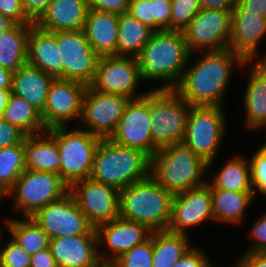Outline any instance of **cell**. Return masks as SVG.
Instances as JSON below:
<instances>
[{
	"instance_id": "obj_47",
	"label": "cell",
	"mask_w": 266,
	"mask_h": 267,
	"mask_svg": "<svg viewBox=\"0 0 266 267\" xmlns=\"http://www.w3.org/2000/svg\"><path fill=\"white\" fill-rule=\"evenodd\" d=\"M235 267H266V252H251L241 256Z\"/></svg>"
},
{
	"instance_id": "obj_13",
	"label": "cell",
	"mask_w": 266,
	"mask_h": 267,
	"mask_svg": "<svg viewBox=\"0 0 266 267\" xmlns=\"http://www.w3.org/2000/svg\"><path fill=\"white\" fill-rule=\"evenodd\" d=\"M140 80L142 78L135 57L101 56L94 79L89 87L102 93L138 99L146 94H136Z\"/></svg>"
},
{
	"instance_id": "obj_19",
	"label": "cell",
	"mask_w": 266,
	"mask_h": 267,
	"mask_svg": "<svg viewBox=\"0 0 266 267\" xmlns=\"http://www.w3.org/2000/svg\"><path fill=\"white\" fill-rule=\"evenodd\" d=\"M97 243L99 246L107 244L112 255H98L99 260L108 267L121 254L129 251L134 246L143 244L150 239L152 230L141 223L125 219L121 216L114 220L103 223L95 228Z\"/></svg>"
},
{
	"instance_id": "obj_7",
	"label": "cell",
	"mask_w": 266,
	"mask_h": 267,
	"mask_svg": "<svg viewBox=\"0 0 266 267\" xmlns=\"http://www.w3.org/2000/svg\"><path fill=\"white\" fill-rule=\"evenodd\" d=\"M101 139L80 127L73 131L66 126L56 127L60 176L69 187L74 182L90 178L94 154Z\"/></svg>"
},
{
	"instance_id": "obj_23",
	"label": "cell",
	"mask_w": 266,
	"mask_h": 267,
	"mask_svg": "<svg viewBox=\"0 0 266 267\" xmlns=\"http://www.w3.org/2000/svg\"><path fill=\"white\" fill-rule=\"evenodd\" d=\"M27 64L37 67L54 79H63L57 32L40 29L34 23L28 37Z\"/></svg>"
},
{
	"instance_id": "obj_38",
	"label": "cell",
	"mask_w": 266,
	"mask_h": 267,
	"mask_svg": "<svg viewBox=\"0 0 266 267\" xmlns=\"http://www.w3.org/2000/svg\"><path fill=\"white\" fill-rule=\"evenodd\" d=\"M30 258L31 255L13 238L0 249V267H29Z\"/></svg>"
},
{
	"instance_id": "obj_21",
	"label": "cell",
	"mask_w": 266,
	"mask_h": 267,
	"mask_svg": "<svg viewBox=\"0 0 266 267\" xmlns=\"http://www.w3.org/2000/svg\"><path fill=\"white\" fill-rule=\"evenodd\" d=\"M266 35V17L249 11H232L231 35L228 49L245 61L257 57L260 39Z\"/></svg>"
},
{
	"instance_id": "obj_15",
	"label": "cell",
	"mask_w": 266,
	"mask_h": 267,
	"mask_svg": "<svg viewBox=\"0 0 266 267\" xmlns=\"http://www.w3.org/2000/svg\"><path fill=\"white\" fill-rule=\"evenodd\" d=\"M69 192L94 228L119 217L120 191L117 188L88 178L74 182Z\"/></svg>"
},
{
	"instance_id": "obj_39",
	"label": "cell",
	"mask_w": 266,
	"mask_h": 267,
	"mask_svg": "<svg viewBox=\"0 0 266 267\" xmlns=\"http://www.w3.org/2000/svg\"><path fill=\"white\" fill-rule=\"evenodd\" d=\"M249 163L252 188L266 195V144L257 149Z\"/></svg>"
},
{
	"instance_id": "obj_2",
	"label": "cell",
	"mask_w": 266,
	"mask_h": 267,
	"mask_svg": "<svg viewBox=\"0 0 266 267\" xmlns=\"http://www.w3.org/2000/svg\"><path fill=\"white\" fill-rule=\"evenodd\" d=\"M192 56L182 31L162 30L153 33L136 59L142 80H163L160 89H174Z\"/></svg>"
},
{
	"instance_id": "obj_20",
	"label": "cell",
	"mask_w": 266,
	"mask_h": 267,
	"mask_svg": "<svg viewBox=\"0 0 266 267\" xmlns=\"http://www.w3.org/2000/svg\"><path fill=\"white\" fill-rule=\"evenodd\" d=\"M96 245L97 235H76L51 239L49 248L57 267H105Z\"/></svg>"
},
{
	"instance_id": "obj_33",
	"label": "cell",
	"mask_w": 266,
	"mask_h": 267,
	"mask_svg": "<svg viewBox=\"0 0 266 267\" xmlns=\"http://www.w3.org/2000/svg\"><path fill=\"white\" fill-rule=\"evenodd\" d=\"M2 118L27 136L46 132L41 113L24 99L10 93Z\"/></svg>"
},
{
	"instance_id": "obj_44",
	"label": "cell",
	"mask_w": 266,
	"mask_h": 267,
	"mask_svg": "<svg viewBox=\"0 0 266 267\" xmlns=\"http://www.w3.org/2000/svg\"><path fill=\"white\" fill-rule=\"evenodd\" d=\"M250 230V236L254 240L253 244H255L251 245L252 247L245 253L266 252V214L261 215Z\"/></svg>"
},
{
	"instance_id": "obj_26",
	"label": "cell",
	"mask_w": 266,
	"mask_h": 267,
	"mask_svg": "<svg viewBox=\"0 0 266 267\" xmlns=\"http://www.w3.org/2000/svg\"><path fill=\"white\" fill-rule=\"evenodd\" d=\"M83 30L100 57L116 56L118 14L89 8Z\"/></svg>"
},
{
	"instance_id": "obj_17",
	"label": "cell",
	"mask_w": 266,
	"mask_h": 267,
	"mask_svg": "<svg viewBox=\"0 0 266 267\" xmlns=\"http://www.w3.org/2000/svg\"><path fill=\"white\" fill-rule=\"evenodd\" d=\"M87 86L83 83L54 79L49 87L44 111L41 117L47 130L67 126L73 118L81 119L82 99Z\"/></svg>"
},
{
	"instance_id": "obj_43",
	"label": "cell",
	"mask_w": 266,
	"mask_h": 267,
	"mask_svg": "<svg viewBox=\"0 0 266 267\" xmlns=\"http://www.w3.org/2000/svg\"><path fill=\"white\" fill-rule=\"evenodd\" d=\"M153 16H155V32L170 30L171 0H153Z\"/></svg>"
},
{
	"instance_id": "obj_25",
	"label": "cell",
	"mask_w": 266,
	"mask_h": 267,
	"mask_svg": "<svg viewBox=\"0 0 266 267\" xmlns=\"http://www.w3.org/2000/svg\"><path fill=\"white\" fill-rule=\"evenodd\" d=\"M53 80L52 76L26 63L13 72L11 93L21 97L42 113Z\"/></svg>"
},
{
	"instance_id": "obj_3",
	"label": "cell",
	"mask_w": 266,
	"mask_h": 267,
	"mask_svg": "<svg viewBox=\"0 0 266 267\" xmlns=\"http://www.w3.org/2000/svg\"><path fill=\"white\" fill-rule=\"evenodd\" d=\"M150 175V157L136 148L102 138L94 154L90 178L119 191Z\"/></svg>"
},
{
	"instance_id": "obj_46",
	"label": "cell",
	"mask_w": 266,
	"mask_h": 267,
	"mask_svg": "<svg viewBox=\"0 0 266 267\" xmlns=\"http://www.w3.org/2000/svg\"><path fill=\"white\" fill-rule=\"evenodd\" d=\"M87 2L91 9L118 15L128 12L130 4V0H87Z\"/></svg>"
},
{
	"instance_id": "obj_54",
	"label": "cell",
	"mask_w": 266,
	"mask_h": 267,
	"mask_svg": "<svg viewBox=\"0 0 266 267\" xmlns=\"http://www.w3.org/2000/svg\"><path fill=\"white\" fill-rule=\"evenodd\" d=\"M14 24L15 22L0 12V33L10 29Z\"/></svg>"
},
{
	"instance_id": "obj_16",
	"label": "cell",
	"mask_w": 266,
	"mask_h": 267,
	"mask_svg": "<svg viewBox=\"0 0 266 267\" xmlns=\"http://www.w3.org/2000/svg\"><path fill=\"white\" fill-rule=\"evenodd\" d=\"M147 92L143 97L128 102L115 132L109 139L119 145L139 149L151 158L150 91Z\"/></svg>"
},
{
	"instance_id": "obj_12",
	"label": "cell",
	"mask_w": 266,
	"mask_h": 267,
	"mask_svg": "<svg viewBox=\"0 0 266 267\" xmlns=\"http://www.w3.org/2000/svg\"><path fill=\"white\" fill-rule=\"evenodd\" d=\"M63 79L89 86L95 76L100 56L87 40L84 30L57 32Z\"/></svg>"
},
{
	"instance_id": "obj_11",
	"label": "cell",
	"mask_w": 266,
	"mask_h": 267,
	"mask_svg": "<svg viewBox=\"0 0 266 267\" xmlns=\"http://www.w3.org/2000/svg\"><path fill=\"white\" fill-rule=\"evenodd\" d=\"M31 218L48 234L50 240L65 236L97 235L70 192L42 207Z\"/></svg>"
},
{
	"instance_id": "obj_30",
	"label": "cell",
	"mask_w": 266,
	"mask_h": 267,
	"mask_svg": "<svg viewBox=\"0 0 266 267\" xmlns=\"http://www.w3.org/2000/svg\"><path fill=\"white\" fill-rule=\"evenodd\" d=\"M214 221L239 224L244 218L247 205L254 198V192H235L211 188Z\"/></svg>"
},
{
	"instance_id": "obj_51",
	"label": "cell",
	"mask_w": 266,
	"mask_h": 267,
	"mask_svg": "<svg viewBox=\"0 0 266 267\" xmlns=\"http://www.w3.org/2000/svg\"><path fill=\"white\" fill-rule=\"evenodd\" d=\"M201 9H218L232 11L239 0H199Z\"/></svg>"
},
{
	"instance_id": "obj_24",
	"label": "cell",
	"mask_w": 266,
	"mask_h": 267,
	"mask_svg": "<svg viewBox=\"0 0 266 267\" xmlns=\"http://www.w3.org/2000/svg\"><path fill=\"white\" fill-rule=\"evenodd\" d=\"M24 149L27 170L60 175L61 159L56 143V127L43 134L28 135L24 140Z\"/></svg>"
},
{
	"instance_id": "obj_27",
	"label": "cell",
	"mask_w": 266,
	"mask_h": 267,
	"mask_svg": "<svg viewBox=\"0 0 266 267\" xmlns=\"http://www.w3.org/2000/svg\"><path fill=\"white\" fill-rule=\"evenodd\" d=\"M250 78L244 95L246 124L250 129L266 126V60L250 68Z\"/></svg>"
},
{
	"instance_id": "obj_49",
	"label": "cell",
	"mask_w": 266,
	"mask_h": 267,
	"mask_svg": "<svg viewBox=\"0 0 266 267\" xmlns=\"http://www.w3.org/2000/svg\"><path fill=\"white\" fill-rule=\"evenodd\" d=\"M29 267H57L50 248L32 254Z\"/></svg>"
},
{
	"instance_id": "obj_14",
	"label": "cell",
	"mask_w": 266,
	"mask_h": 267,
	"mask_svg": "<svg viewBox=\"0 0 266 267\" xmlns=\"http://www.w3.org/2000/svg\"><path fill=\"white\" fill-rule=\"evenodd\" d=\"M130 100L122 95L98 92L87 86L80 119V124L84 126L80 128L100 138H110Z\"/></svg>"
},
{
	"instance_id": "obj_29",
	"label": "cell",
	"mask_w": 266,
	"mask_h": 267,
	"mask_svg": "<svg viewBox=\"0 0 266 267\" xmlns=\"http://www.w3.org/2000/svg\"><path fill=\"white\" fill-rule=\"evenodd\" d=\"M31 25L15 23L10 29L0 33V67L15 72L27 63Z\"/></svg>"
},
{
	"instance_id": "obj_41",
	"label": "cell",
	"mask_w": 266,
	"mask_h": 267,
	"mask_svg": "<svg viewBox=\"0 0 266 267\" xmlns=\"http://www.w3.org/2000/svg\"><path fill=\"white\" fill-rule=\"evenodd\" d=\"M128 12L155 31L153 0H130Z\"/></svg>"
},
{
	"instance_id": "obj_10",
	"label": "cell",
	"mask_w": 266,
	"mask_h": 267,
	"mask_svg": "<svg viewBox=\"0 0 266 267\" xmlns=\"http://www.w3.org/2000/svg\"><path fill=\"white\" fill-rule=\"evenodd\" d=\"M231 25L232 11L201 9L182 31L189 52L228 49Z\"/></svg>"
},
{
	"instance_id": "obj_32",
	"label": "cell",
	"mask_w": 266,
	"mask_h": 267,
	"mask_svg": "<svg viewBox=\"0 0 266 267\" xmlns=\"http://www.w3.org/2000/svg\"><path fill=\"white\" fill-rule=\"evenodd\" d=\"M210 188L226 189L235 192H254L257 193L251 185L250 163L236 156L229 162H226L216 174L211 182H207Z\"/></svg>"
},
{
	"instance_id": "obj_45",
	"label": "cell",
	"mask_w": 266,
	"mask_h": 267,
	"mask_svg": "<svg viewBox=\"0 0 266 267\" xmlns=\"http://www.w3.org/2000/svg\"><path fill=\"white\" fill-rule=\"evenodd\" d=\"M203 250L191 247L173 267H212Z\"/></svg>"
},
{
	"instance_id": "obj_31",
	"label": "cell",
	"mask_w": 266,
	"mask_h": 267,
	"mask_svg": "<svg viewBox=\"0 0 266 267\" xmlns=\"http://www.w3.org/2000/svg\"><path fill=\"white\" fill-rule=\"evenodd\" d=\"M191 247L185 234L153 231L152 267H173Z\"/></svg>"
},
{
	"instance_id": "obj_42",
	"label": "cell",
	"mask_w": 266,
	"mask_h": 267,
	"mask_svg": "<svg viewBox=\"0 0 266 267\" xmlns=\"http://www.w3.org/2000/svg\"><path fill=\"white\" fill-rule=\"evenodd\" d=\"M26 137L21 129L0 118V148L20 145Z\"/></svg>"
},
{
	"instance_id": "obj_1",
	"label": "cell",
	"mask_w": 266,
	"mask_h": 267,
	"mask_svg": "<svg viewBox=\"0 0 266 267\" xmlns=\"http://www.w3.org/2000/svg\"><path fill=\"white\" fill-rule=\"evenodd\" d=\"M250 62L230 49L206 51L190 68L186 66L174 90L190 106L222 107L234 63L246 66Z\"/></svg>"
},
{
	"instance_id": "obj_35",
	"label": "cell",
	"mask_w": 266,
	"mask_h": 267,
	"mask_svg": "<svg viewBox=\"0 0 266 267\" xmlns=\"http://www.w3.org/2000/svg\"><path fill=\"white\" fill-rule=\"evenodd\" d=\"M25 170L24 142L0 148V188L7 193Z\"/></svg>"
},
{
	"instance_id": "obj_50",
	"label": "cell",
	"mask_w": 266,
	"mask_h": 267,
	"mask_svg": "<svg viewBox=\"0 0 266 267\" xmlns=\"http://www.w3.org/2000/svg\"><path fill=\"white\" fill-rule=\"evenodd\" d=\"M26 13L35 21L53 0H21Z\"/></svg>"
},
{
	"instance_id": "obj_5",
	"label": "cell",
	"mask_w": 266,
	"mask_h": 267,
	"mask_svg": "<svg viewBox=\"0 0 266 267\" xmlns=\"http://www.w3.org/2000/svg\"><path fill=\"white\" fill-rule=\"evenodd\" d=\"M173 196L149 175L120 190L119 216L144 224L152 231L167 230Z\"/></svg>"
},
{
	"instance_id": "obj_55",
	"label": "cell",
	"mask_w": 266,
	"mask_h": 267,
	"mask_svg": "<svg viewBox=\"0 0 266 267\" xmlns=\"http://www.w3.org/2000/svg\"><path fill=\"white\" fill-rule=\"evenodd\" d=\"M5 195H7V193L2 189L0 188V203L2 202V198L5 197Z\"/></svg>"
},
{
	"instance_id": "obj_9",
	"label": "cell",
	"mask_w": 266,
	"mask_h": 267,
	"mask_svg": "<svg viewBox=\"0 0 266 267\" xmlns=\"http://www.w3.org/2000/svg\"><path fill=\"white\" fill-rule=\"evenodd\" d=\"M68 192L69 186L59 174L26 169L7 195L15 196V209H20L26 218L33 216L42 207L62 198Z\"/></svg>"
},
{
	"instance_id": "obj_22",
	"label": "cell",
	"mask_w": 266,
	"mask_h": 267,
	"mask_svg": "<svg viewBox=\"0 0 266 267\" xmlns=\"http://www.w3.org/2000/svg\"><path fill=\"white\" fill-rule=\"evenodd\" d=\"M88 10L87 0H53L34 24L49 32L83 30Z\"/></svg>"
},
{
	"instance_id": "obj_18",
	"label": "cell",
	"mask_w": 266,
	"mask_h": 267,
	"mask_svg": "<svg viewBox=\"0 0 266 267\" xmlns=\"http://www.w3.org/2000/svg\"><path fill=\"white\" fill-rule=\"evenodd\" d=\"M206 219L214 220L211 188L207 183L174 194L167 230L187 235L186 228L199 226Z\"/></svg>"
},
{
	"instance_id": "obj_40",
	"label": "cell",
	"mask_w": 266,
	"mask_h": 267,
	"mask_svg": "<svg viewBox=\"0 0 266 267\" xmlns=\"http://www.w3.org/2000/svg\"><path fill=\"white\" fill-rule=\"evenodd\" d=\"M0 12L17 24L34 23L24 10L21 0H0Z\"/></svg>"
},
{
	"instance_id": "obj_4",
	"label": "cell",
	"mask_w": 266,
	"mask_h": 267,
	"mask_svg": "<svg viewBox=\"0 0 266 267\" xmlns=\"http://www.w3.org/2000/svg\"><path fill=\"white\" fill-rule=\"evenodd\" d=\"M206 170L208 163L183 143L158 149L150 158V175L173 194L206 184Z\"/></svg>"
},
{
	"instance_id": "obj_53",
	"label": "cell",
	"mask_w": 266,
	"mask_h": 267,
	"mask_svg": "<svg viewBox=\"0 0 266 267\" xmlns=\"http://www.w3.org/2000/svg\"><path fill=\"white\" fill-rule=\"evenodd\" d=\"M10 93L11 90H0V118H2Z\"/></svg>"
},
{
	"instance_id": "obj_34",
	"label": "cell",
	"mask_w": 266,
	"mask_h": 267,
	"mask_svg": "<svg viewBox=\"0 0 266 267\" xmlns=\"http://www.w3.org/2000/svg\"><path fill=\"white\" fill-rule=\"evenodd\" d=\"M7 229L30 255L49 248L48 234L31 218L24 220L6 219Z\"/></svg>"
},
{
	"instance_id": "obj_28",
	"label": "cell",
	"mask_w": 266,
	"mask_h": 267,
	"mask_svg": "<svg viewBox=\"0 0 266 267\" xmlns=\"http://www.w3.org/2000/svg\"><path fill=\"white\" fill-rule=\"evenodd\" d=\"M154 32L129 12L119 14L116 56L136 58Z\"/></svg>"
},
{
	"instance_id": "obj_36",
	"label": "cell",
	"mask_w": 266,
	"mask_h": 267,
	"mask_svg": "<svg viewBox=\"0 0 266 267\" xmlns=\"http://www.w3.org/2000/svg\"><path fill=\"white\" fill-rule=\"evenodd\" d=\"M153 232L149 240L121 254L108 267H152Z\"/></svg>"
},
{
	"instance_id": "obj_6",
	"label": "cell",
	"mask_w": 266,
	"mask_h": 267,
	"mask_svg": "<svg viewBox=\"0 0 266 267\" xmlns=\"http://www.w3.org/2000/svg\"><path fill=\"white\" fill-rule=\"evenodd\" d=\"M189 112L190 105L174 89L150 90L152 156L158 149L182 143Z\"/></svg>"
},
{
	"instance_id": "obj_8",
	"label": "cell",
	"mask_w": 266,
	"mask_h": 267,
	"mask_svg": "<svg viewBox=\"0 0 266 267\" xmlns=\"http://www.w3.org/2000/svg\"><path fill=\"white\" fill-rule=\"evenodd\" d=\"M220 106H190L182 143L202 157L210 168L225 133V116Z\"/></svg>"
},
{
	"instance_id": "obj_37",
	"label": "cell",
	"mask_w": 266,
	"mask_h": 267,
	"mask_svg": "<svg viewBox=\"0 0 266 267\" xmlns=\"http://www.w3.org/2000/svg\"><path fill=\"white\" fill-rule=\"evenodd\" d=\"M200 10L199 0H171L170 30L183 31Z\"/></svg>"
},
{
	"instance_id": "obj_48",
	"label": "cell",
	"mask_w": 266,
	"mask_h": 267,
	"mask_svg": "<svg viewBox=\"0 0 266 267\" xmlns=\"http://www.w3.org/2000/svg\"><path fill=\"white\" fill-rule=\"evenodd\" d=\"M232 11H249L266 17V0H239L238 5Z\"/></svg>"
},
{
	"instance_id": "obj_52",
	"label": "cell",
	"mask_w": 266,
	"mask_h": 267,
	"mask_svg": "<svg viewBox=\"0 0 266 267\" xmlns=\"http://www.w3.org/2000/svg\"><path fill=\"white\" fill-rule=\"evenodd\" d=\"M12 76H13L12 71L0 67V90L12 89Z\"/></svg>"
}]
</instances>
